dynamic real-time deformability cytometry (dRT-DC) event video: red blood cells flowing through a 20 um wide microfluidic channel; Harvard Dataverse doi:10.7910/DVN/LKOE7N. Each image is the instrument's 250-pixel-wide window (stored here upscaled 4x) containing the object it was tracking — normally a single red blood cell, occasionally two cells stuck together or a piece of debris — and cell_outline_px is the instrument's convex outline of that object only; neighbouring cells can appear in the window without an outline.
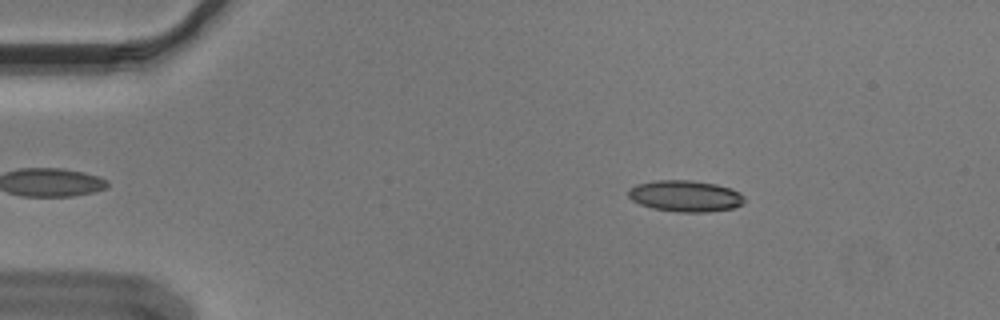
{"species": "Egyptian fruit bat (a non-hibernating species)", "species_latin": "Rousettus aegyptiacus", "temperature_condition": "cold", "stored_images_in_passage": 49, "camera_frame_rate_fps": 3000, "um_per_image_px": 0.085, "animal": {"sex": "male"}, "frame": {"image": 1, "passage_image": 3, "time_ms": 0.667, "image_size_px": [1000, 320], "cell_outline_px": [[744, 204], [732, 208], [708, 212], [676, 212], [652, 208], [640, 204], [632, 200], [628, 196], [628, 192], [636, 184], [656, 180], [692, 180], [716, 184], [732, 188], [740, 192], [744, 196]], "centroid_in_image_um": [58.28, 16.66], "position_along_channel_um": 26.7, "area_um2": 21.33}}
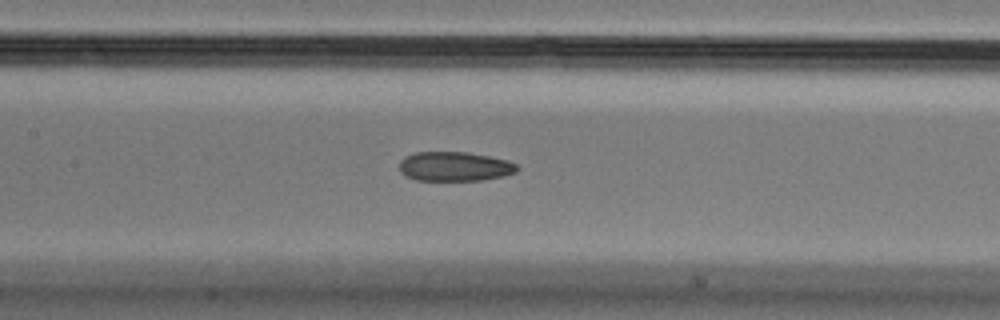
{"frame": {"image": 2, "passage_image": 20, "time_ms": 6.333, "image_size_px": [1000, 320], "cell_outline_px": [[520, 168], [516, 172], [504, 176], [484, 180], [416, 180], [404, 176], [400, 172], [400, 160], [404, 156], [416, 152], [468, 152], [508, 160], [516, 164]], "centroid_in_image_um": [38.64, 14.15], "position_along_channel_um": 168.8, "area_um2": 20.35}}
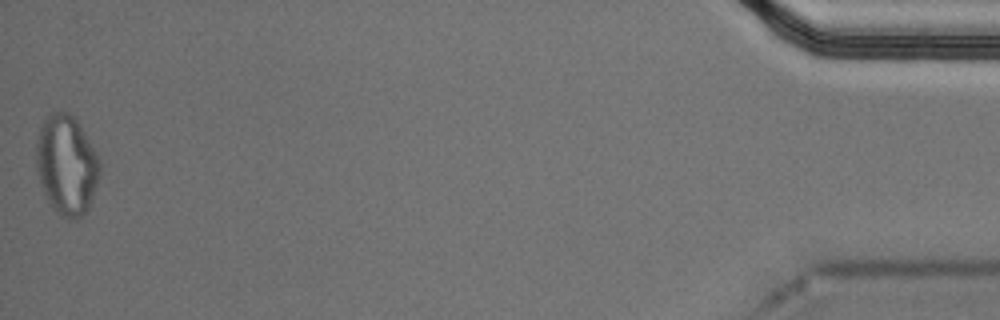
{"frame": {"image": 3, "passage_image": 49, "time_ms": 16.0, "image_size_px": [1000, 320], "cell_outline_px": [[100, 176], [92, 200], [84, 216], [76, 220], [68, 220], [60, 216], [52, 208], [44, 192], [36, 172], [36, 144], [40, 128], [44, 120], [52, 112], [68, 112], [76, 116], [96, 152], [100, 164]], "centroid_in_image_um": [5.67, 14.04], "position_along_channel_um": 429.5, "area_um2": 37.45}, "authors_computed_cell_mechanics": {"area_um2": 21.3282, "velocity_mm_per_s": 3.6313, "shape_relaxation_time_tau1_ms": null, "shape_relaxation_time_tau2_ms": 5.2576, "deformation_change_tau1": null, "deformation_change_tau2": 0.1216}}